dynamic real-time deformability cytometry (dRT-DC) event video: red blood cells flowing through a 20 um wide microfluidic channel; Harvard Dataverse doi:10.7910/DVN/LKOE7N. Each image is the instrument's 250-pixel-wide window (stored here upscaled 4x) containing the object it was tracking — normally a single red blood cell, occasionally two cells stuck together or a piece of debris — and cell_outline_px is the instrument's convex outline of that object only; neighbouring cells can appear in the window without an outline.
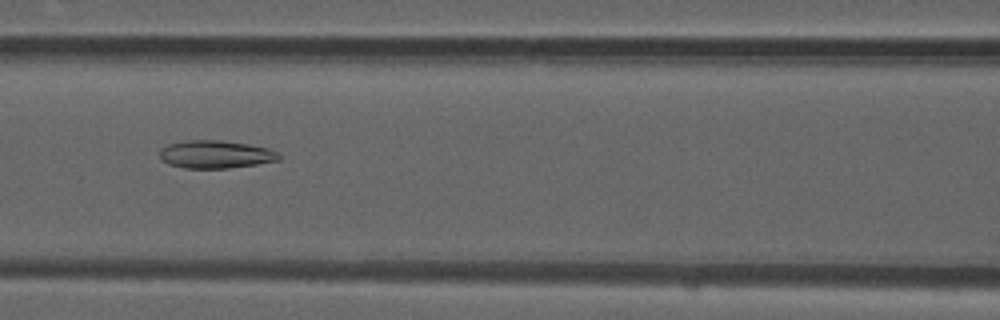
{"species": "common noctule bat (a hibernating species)", "species_latin": "Nyctalus noctula", "temperature_condition": "room temperature", "stored_images_in_passage": 52, "camera_frame_rate_fps": 3000, "um_per_image_px": 0.085, "animal": {"sex": "male", "forearm_length_mm": 52.5}, "frame": {"image": 1, "passage_image": 23, "time_ms": 7.333, "image_size_px": [1000, 320], "cell_outline_px": [[280, 160], [256, 164], [228, 168], [184, 168], [168, 164], [160, 160], [160, 148], [168, 144], [184, 140], [220, 140], [248, 144], [268, 148], [276, 152], [280, 156]], "centroid_in_image_um": [18.28, 13.12], "position_along_channel_um": 148.3, "area_um2": 19.42}}
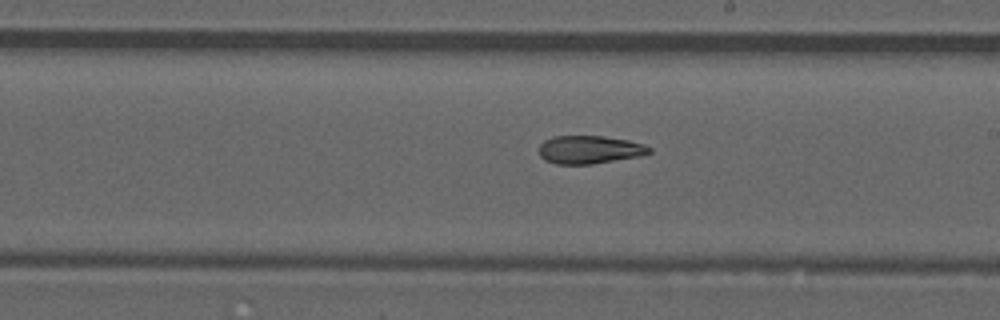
{"frame": {"image": 2, "passage_image": 30, "time_ms": 9.667, "image_size_px": [1000, 320], "cell_outline_px": [[652, 152], [640, 156], [592, 164], [556, 164], [544, 160], [540, 156], [540, 144], [544, 140], [552, 136], [604, 136], [628, 140], [644, 144], [652, 148]], "centroid_in_image_um": [50.11, 12.72], "position_along_channel_um": 238.9, "area_um2": 18.15}}
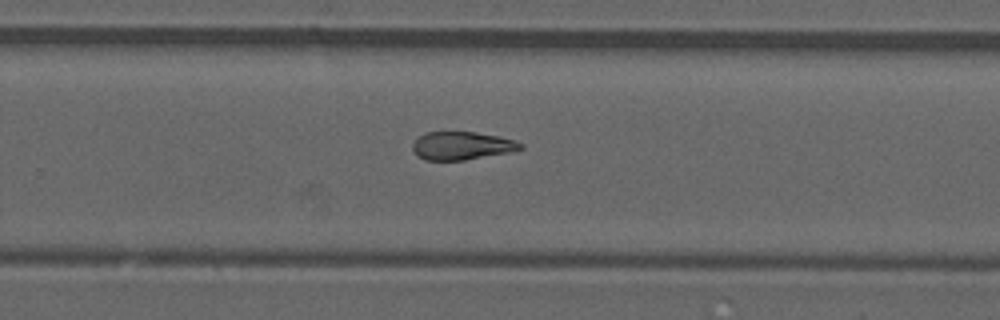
{"frame": {"image": 3, "passage_image": 34, "time_ms": 11.0, "image_size_px": [1000, 320], "cell_outline_px": [[524, 148], [512, 152], [464, 160], [424, 160], [416, 156], [412, 148], [412, 144], [424, 132], [476, 132], [500, 136], [516, 140], [524, 144]], "centroid_in_image_um": [39.29, 12.39], "position_along_channel_um": 290.5, "area_um2": 17.92}, "authors_computed_cell_mechanics": {"area_um2": 19.3341, "velocity_mm_per_s": 3.9018, "shape_relaxation_time_tau1_ms": null, "shape_relaxation_time_tau2_ms": 5.5639, "deformation_change_tau1": null, "deformation_change_tau2": 0.1265}}